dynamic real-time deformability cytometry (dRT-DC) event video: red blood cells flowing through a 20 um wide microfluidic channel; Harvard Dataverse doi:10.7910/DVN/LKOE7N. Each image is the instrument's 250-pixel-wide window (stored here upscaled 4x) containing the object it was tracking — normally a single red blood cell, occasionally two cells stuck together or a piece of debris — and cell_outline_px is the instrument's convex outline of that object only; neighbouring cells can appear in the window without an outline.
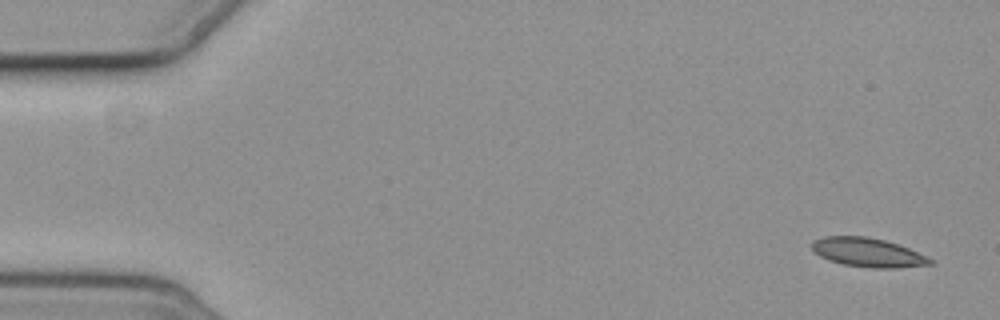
{"species": "common noctule bat (a hibernating species)", "species_latin": "Nyctalus noctula", "temperature_condition": "cold", "stored_images_in_passage": 5, "camera_frame_rate_fps": 3000, "um_per_image_px": 0.085, "animal": {"sex": "female", "body_mass_g": 19.3, "forearm_length_mm": 54.1}, "frame": {"image": 1, "passage_image": 1, "time_ms": 0.0, "image_size_px": [1000, 320], "cell_outline_px": [[936, 264], [896, 268], [872, 268], [844, 264], [828, 260], [812, 252], [812, 240], [824, 236], [868, 236], [884, 240], [908, 248], [936, 260]], "centroid_in_image_um": [73.78, 21.46], "position_along_channel_um": 11.2, "area_um2": 20.17}}
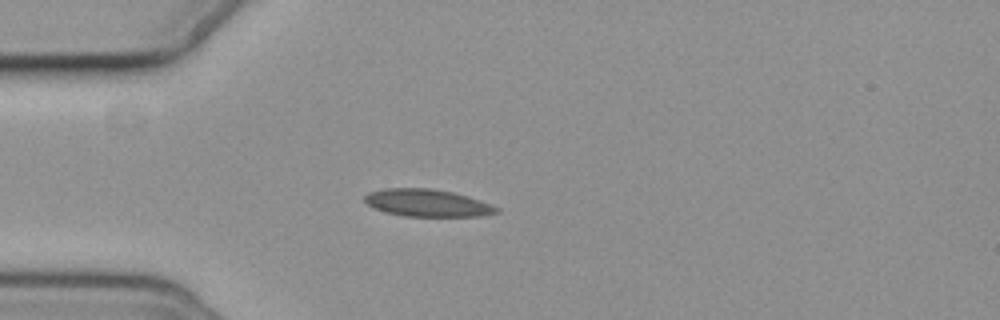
{"frame": {"image": 2, "passage_image": 4, "time_ms": 4.333, "image_size_px": [1000, 320], "cell_outline_px": [[500, 212], [484, 216], [404, 216], [384, 212], [372, 208], [364, 200], [364, 196], [368, 192], [384, 188], [428, 188], [452, 192], [468, 196], [480, 200], [500, 208]], "centroid_in_image_um": [36.31, 17.25], "position_along_channel_um": 48.7, "area_um2": 21.15}}